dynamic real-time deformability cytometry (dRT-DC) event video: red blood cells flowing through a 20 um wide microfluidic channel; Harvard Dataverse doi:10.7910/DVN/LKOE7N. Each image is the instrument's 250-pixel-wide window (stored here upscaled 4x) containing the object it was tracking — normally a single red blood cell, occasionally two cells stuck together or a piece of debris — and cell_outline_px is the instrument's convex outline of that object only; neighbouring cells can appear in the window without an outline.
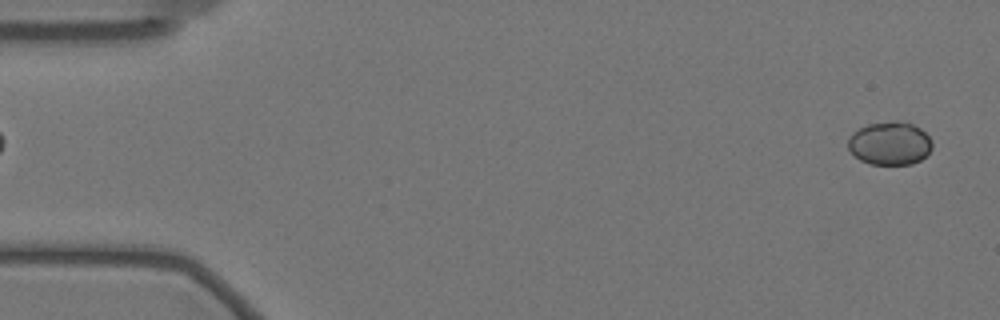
{"species": "Egyptian fruit bat (a non-hibernating species)", "species_latin": "Rousettus aegyptiacus", "temperature_condition": "warm", "stored_images_in_passage": 55, "camera_frame_rate_fps": 3000, "um_per_image_px": 0.085, "animal": {"sex": "female"}, "frame": {"image": 1, "passage_image": 2, "time_ms": 0.333, "image_size_px": [1000, 320], "cell_outline_px": [[932, 148], [920, 160], [912, 164], [868, 164], [860, 160], [848, 148], [848, 140], [852, 132], [868, 124], [896, 120], [912, 124], [920, 128], [932, 140]], "centroid_in_image_um": [75.63, 12.18], "position_along_channel_um": 9.4, "area_um2": 21.15}}
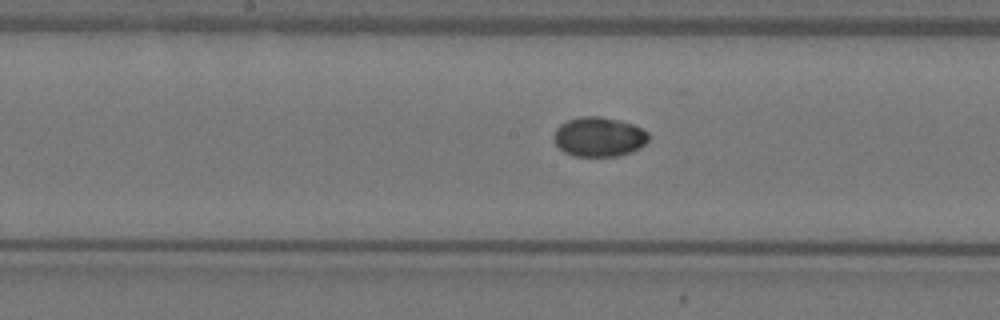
{"frame": {"image": 2, "passage_image": 29, "time_ms": 9.333, "image_size_px": [1000, 320], "cell_outline_px": [[648, 140], [640, 148], [632, 152], [616, 156], [572, 156], [564, 152], [556, 144], [552, 136], [556, 128], [560, 124], [568, 120], [580, 116], [600, 116], [620, 120], [632, 124], [648, 132]], "centroid_in_image_um": [50.89, 11.63], "position_along_channel_um": 197.3, "area_um2": 21.96}}
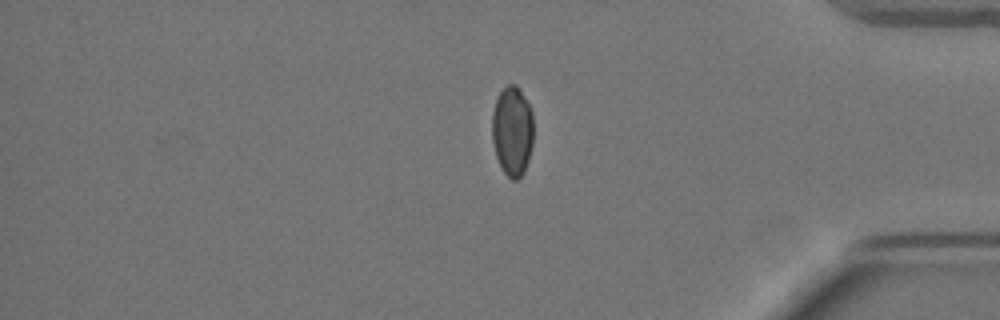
{"frame": {"image": 3, "passage_image": 48, "time_ms": 15.667, "image_size_px": [1000, 320], "cell_outline_px": [[532, 144], [528, 160], [524, 172], [516, 180], [512, 180], [504, 172], [496, 156], [492, 140], [492, 112], [496, 100], [500, 92], [508, 84], [516, 84], [520, 88], [532, 112]], "centroid_in_image_um": [43.54, 11.12], "position_along_channel_um": 391.7, "area_um2": 21.56}}